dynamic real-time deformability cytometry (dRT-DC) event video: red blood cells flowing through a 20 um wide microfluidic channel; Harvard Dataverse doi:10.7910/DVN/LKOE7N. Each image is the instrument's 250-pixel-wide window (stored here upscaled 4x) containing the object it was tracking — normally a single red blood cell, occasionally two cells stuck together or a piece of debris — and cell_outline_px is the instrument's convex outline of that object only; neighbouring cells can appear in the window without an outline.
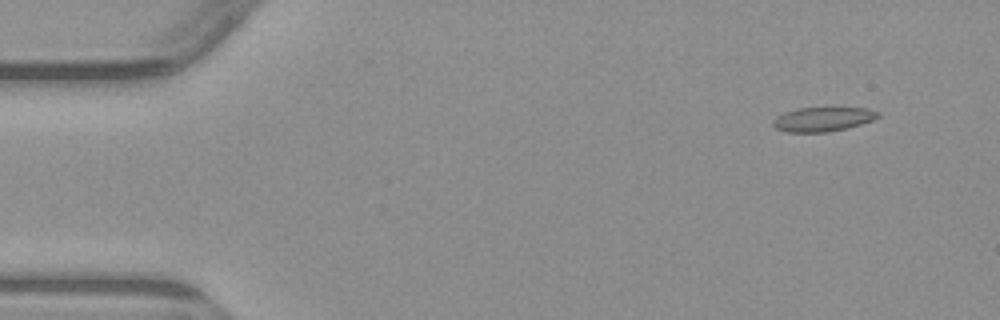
{"species": "common noctule bat (a hibernating species)", "species_latin": "Nyctalus noctula", "temperature_condition": "warm", "stored_images_in_passage": 4, "camera_frame_rate_fps": 3000, "um_per_image_px": 0.085, "animal": {"sex": "male", "body_mass_g": 23.1, "forearm_length_mm": 52.7}, "frame": {"image": 1, "passage_image": 1, "time_ms": 0.0, "image_size_px": [1000, 320], "cell_outline_px": [[880, 116], [872, 120], [848, 128], [828, 132], [788, 132], [776, 128], [772, 124], [772, 120], [784, 112], [796, 108], [868, 108], [880, 112]], "centroid_in_image_um": [69.95, 10.13], "position_along_channel_um": 15.1, "area_um2": 14.85}}
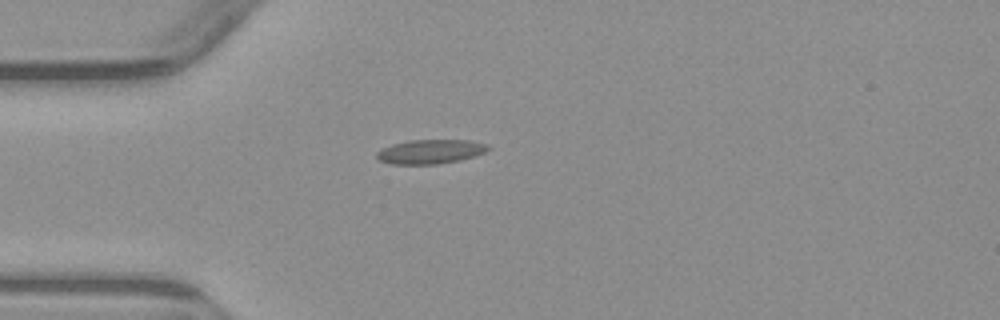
{"frame": {"image": 2, "passage_image": 4, "time_ms": 3.333, "image_size_px": [1000, 320], "cell_outline_px": [[492, 148], [484, 152], [460, 160], [436, 164], [392, 164], [380, 160], [376, 156], [376, 152], [392, 144], [412, 140], [468, 140], [488, 144]], "centroid_in_image_um": [36.6, 12.88], "position_along_channel_um": 48.4, "area_um2": 15.55}}